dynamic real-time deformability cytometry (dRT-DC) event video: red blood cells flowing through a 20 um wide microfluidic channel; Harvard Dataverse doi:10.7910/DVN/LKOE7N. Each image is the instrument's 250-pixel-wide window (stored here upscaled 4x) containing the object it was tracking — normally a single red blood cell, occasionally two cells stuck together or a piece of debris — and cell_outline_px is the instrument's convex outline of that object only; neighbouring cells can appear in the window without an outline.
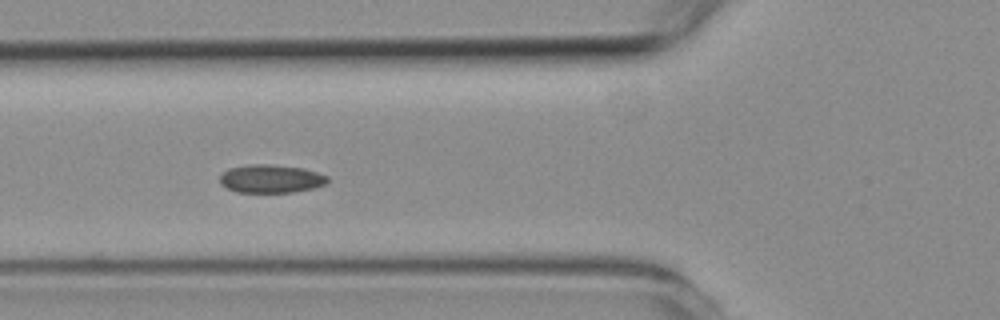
{"species": "common noctule bat (a hibernating species)", "species_latin": "Nyctalus noctula", "temperature_condition": "room temperature", "stored_images_in_passage": 5, "camera_frame_rate_fps": 3000, "um_per_image_px": 0.085, "animal": {"sex": "female", "body_mass_g": 19.3, "forearm_length_mm": 54.1}, "frame": {"image": 1, "passage_image": 5, "time_ms": 4.667, "image_size_px": [1000, 320], "cell_outline_px": [[328, 184], [312, 188], [292, 192], [236, 192], [220, 184], [220, 176], [228, 168], [248, 164], [272, 164], [304, 168], [328, 176]], "centroid_in_image_um": [23.03, 15.18], "position_along_channel_um": 102.8, "area_um2": 17.8}}